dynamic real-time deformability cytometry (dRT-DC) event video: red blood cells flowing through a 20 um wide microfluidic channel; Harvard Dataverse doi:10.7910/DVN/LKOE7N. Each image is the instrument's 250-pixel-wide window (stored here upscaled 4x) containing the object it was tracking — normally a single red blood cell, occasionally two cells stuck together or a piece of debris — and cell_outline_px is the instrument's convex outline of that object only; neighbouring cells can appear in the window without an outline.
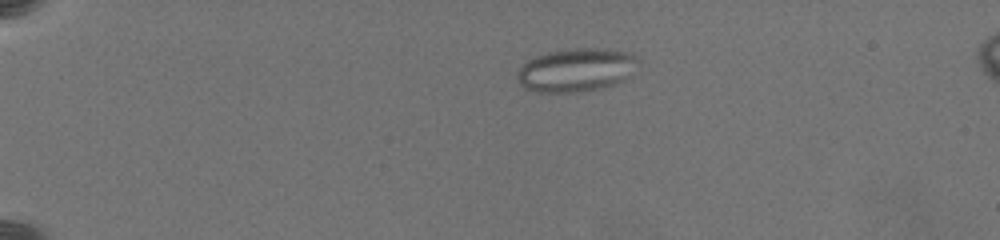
{"species": "common noctule bat (a hibernating species)", "species_latin": "Nyctalus noctula", "temperature_condition": "warm", "stored_images_in_passage": 19, "camera_frame_rate_fps": 3000, "um_per_image_px": 0.085, "animal": {"sex": "female", "body_mass_g": 19.5, "forearm_length_mm": 54.1}, "frame": {"image": 1, "passage_image": 2, "time_ms": 0.333, "image_size_px": [1000, 240], "cell_outline_px": [[640, 60], [628, 76], [624, 80], [612, 84], [580, 92], [540, 92], [524, 88], [520, 84], [516, 76], [520, 68], [528, 60], [536, 56], [548, 52], [572, 48], [604, 48], [628, 52], [640, 56]], "centroid_in_image_um": [48.99, 5.93], "position_along_channel_um": 36.0, "area_um2": 30.46}}